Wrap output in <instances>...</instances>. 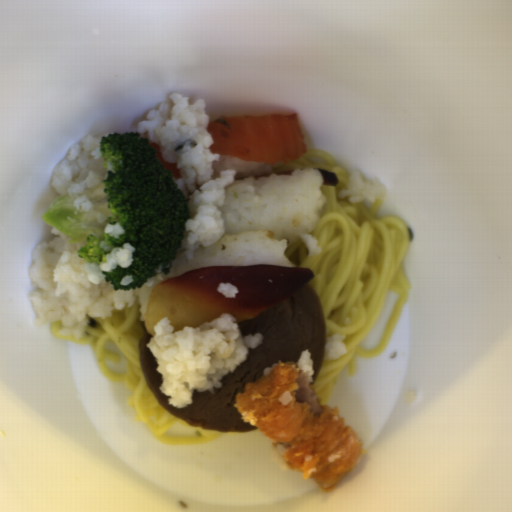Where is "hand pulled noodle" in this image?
Listing matches in <instances>:
<instances>
[{
	"instance_id": "hand-pulled-noodle-2",
	"label": "hand pulled noodle",
	"mask_w": 512,
	"mask_h": 512,
	"mask_svg": "<svg viewBox=\"0 0 512 512\" xmlns=\"http://www.w3.org/2000/svg\"><path fill=\"white\" fill-rule=\"evenodd\" d=\"M134 297L136 302L133 306L123 309L115 308L112 316L102 318L101 315H91L96 325L94 327L87 325L83 338L61 335L63 323L60 321L52 322L50 332L54 338H60L72 344H89L95 352V361L103 375L109 381L124 383L129 389L131 395L126 401L127 405L134 408L136 412L135 421H143L147 430L158 442L172 446L210 443L224 431L207 430L201 427L195 435L184 437L166 435V432L175 424L187 423L159 404L143 374L138 343L145 336V330L140 321L139 298L135 295ZM110 341L119 346L128 361V372L123 375L110 371L105 364V359H109L112 363L119 361L116 352L103 349L104 344Z\"/></svg>"
},
{
	"instance_id": "hand-pulled-noodle-1",
	"label": "hand pulled noodle",
	"mask_w": 512,
	"mask_h": 512,
	"mask_svg": "<svg viewBox=\"0 0 512 512\" xmlns=\"http://www.w3.org/2000/svg\"><path fill=\"white\" fill-rule=\"evenodd\" d=\"M282 163V162H281ZM317 168L334 173L338 184H322L327 202L319 220L307 234L316 237L321 252L310 256L301 237L288 245L283 255L294 267L310 269L307 283L315 291L323 310L326 344L335 333L346 335V352L338 359H325L310 388L325 405L334 391L342 370L355 374L354 357L374 358L388 345L412 285L403 261L409 248V231L401 218L379 216L382 200L368 208L365 200L350 202L339 193L350 174L329 154L320 149H306L294 162L282 163L271 173ZM394 290L399 298L377 349L360 348L375 323L384 303L385 293Z\"/></svg>"
}]
</instances>
